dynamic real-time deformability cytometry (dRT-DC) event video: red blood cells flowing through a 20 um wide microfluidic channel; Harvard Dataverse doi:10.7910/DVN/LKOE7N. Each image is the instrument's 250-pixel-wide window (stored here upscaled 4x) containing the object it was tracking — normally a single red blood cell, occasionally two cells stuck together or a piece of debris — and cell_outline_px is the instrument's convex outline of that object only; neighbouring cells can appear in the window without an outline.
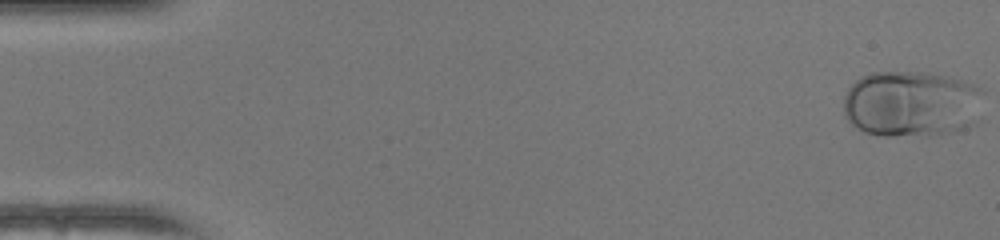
{"species": "human", "species_latin": "Homo sapiens", "temperature_condition": "warm", "stored_images_in_passage": 50, "camera_frame_rate_fps": 3000, "um_per_image_px": 0.085, "donor": {"sex": "female"}, "frame": {"image": 1, "passage_image": 1, "time_ms": 0.0, "image_size_px": [1000, 240], "cell_outline_px": [[984, 92], [980, 120], [976, 124], [968, 128], [956, 132], [928, 136], [880, 136], [864, 132], [856, 128], [844, 116], [844, 96], [848, 88], [860, 76], [872, 72], [928, 72], [948, 76], [984, 88]], "centroid_in_image_um": [77.54, 8.85], "position_along_channel_um": 7.5, "area_um2": 55.66}}
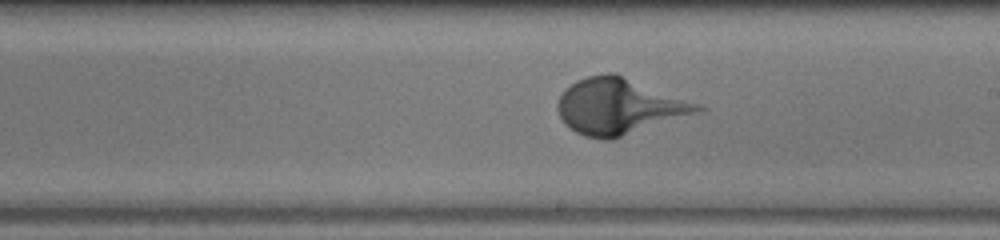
{"frame": {"image": 2, "passage_image": 29, "time_ms": 9.333, "image_size_px": [1000, 240], "cell_outline_px": [[704, 108], [700, 112], [612, 140], [604, 140], [584, 136], [576, 132], [564, 124], [556, 108], [556, 104], [564, 88], [576, 80], [588, 76], [604, 72], [616, 72], [700, 104]], "centroid_in_image_um": [52.59, 9.03], "position_along_channel_um": 236.4, "area_um2": 46.01}}
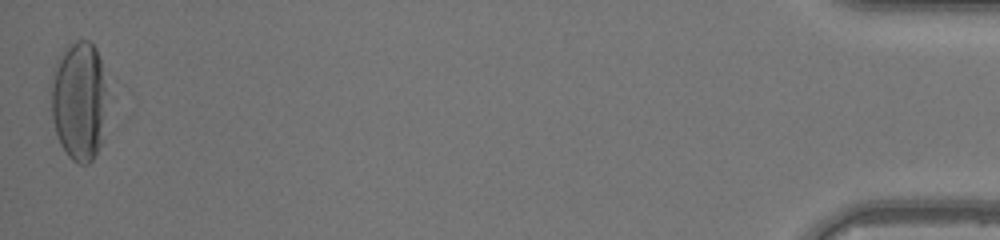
{"frame": {"image": 3, "passage_image": 50, "time_ms": 16.333, "image_size_px": [1000, 240], "cell_outline_px": [[104, 88], [100, 144], [92, 160], [88, 164], [80, 164], [72, 160], [68, 156], [60, 144], [56, 132], [52, 116], [52, 76], [56, 60], [68, 44], [76, 40], [88, 40], [96, 48], [100, 60], [104, 84]], "centroid_in_image_um": [6.66, 8.54], "position_along_channel_um": 428.5, "area_um2": 37.92}}